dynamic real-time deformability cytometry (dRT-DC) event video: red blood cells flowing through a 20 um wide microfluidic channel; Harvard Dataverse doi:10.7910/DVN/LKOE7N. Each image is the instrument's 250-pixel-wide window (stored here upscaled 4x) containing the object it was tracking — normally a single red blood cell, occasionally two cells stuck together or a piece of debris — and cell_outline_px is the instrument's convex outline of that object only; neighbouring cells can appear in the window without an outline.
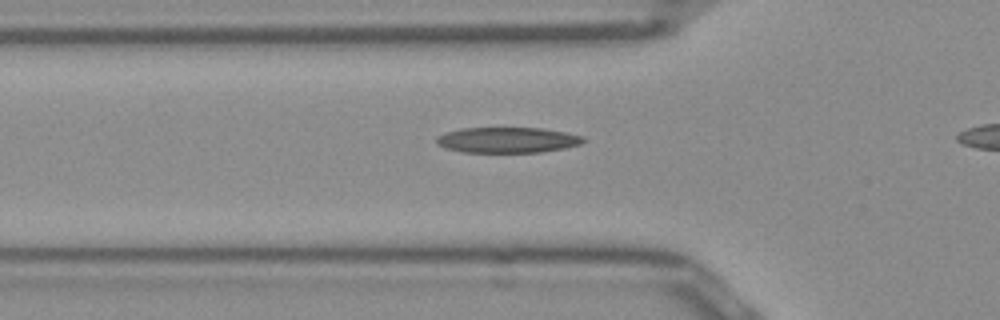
{"species": "Egyptian fruit bat (a non-hibernating species)", "species_latin": "Rousettus aegyptiacus", "temperature_condition": "room temperature", "stored_images_in_passage": 35, "camera_frame_rate_fps": 3000, "um_per_image_px": 0.085, "frame": {"image": 1, "passage_image": 10, "time_ms": 3.0, "image_size_px": [1000, 320], "cell_outline_px": [[584, 140], [580, 144], [564, 148], [540, 152], [464, 152], [448, 148], [436, 144], [436, 136], [460, 128], [544, 128], [584, 136]], "centroid_in_image_um": [43.13, 11.89], "position_along_channel_um": 82.7, "area_um2": 21.73}}
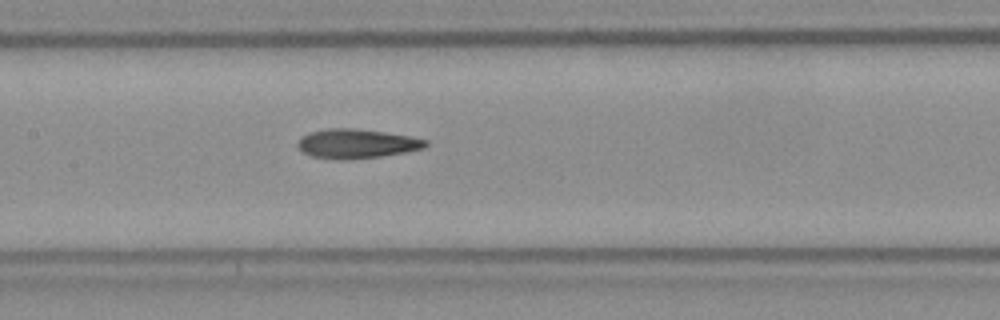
{"frame": {"image": 2, "passage_image": 17, "time_ms": 5.333, "image_size_px": [1000, 320], "cell_outline_px": [[428, 144], [424, 148], [404, 152], [380, 156], [340, 160], [312, 156], [304, 152], [296, 144], [300, 136], [308, 132], [328, 128], [356, 128], [384, 132], [408, 136], [428, 140]], "centroid_in_image_um": [30.28, 12.2], "position_along_channel_um": 177.1, "area_um2": 21.73}}
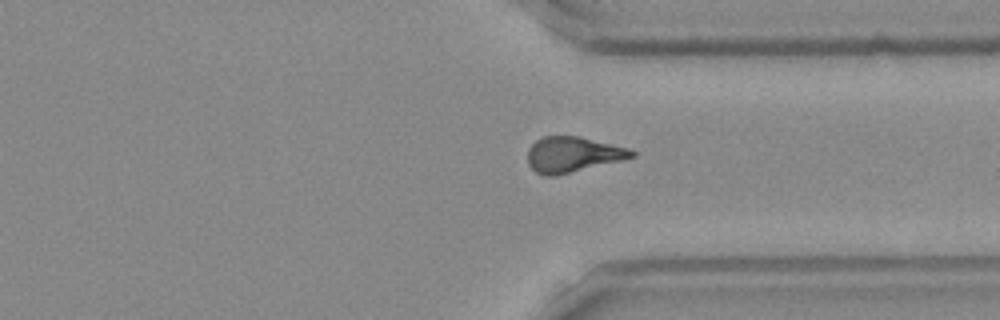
{"frame": {"image": 3, "passage_image": 31, "time_ms": 10.0, "image_size_px": [1000, 320], "cell_outline_px": [[636, 156], [556, 176], [544, 176], [536, 172], [528, 164], [528, 148], [536, 140], [544, 136], [580, 136], [628, 148], [636, 152]], "centroid_in_image_um": [48.66, 13.13], "position_along_channel_um": 362.7, "area_um2": 21.39}}